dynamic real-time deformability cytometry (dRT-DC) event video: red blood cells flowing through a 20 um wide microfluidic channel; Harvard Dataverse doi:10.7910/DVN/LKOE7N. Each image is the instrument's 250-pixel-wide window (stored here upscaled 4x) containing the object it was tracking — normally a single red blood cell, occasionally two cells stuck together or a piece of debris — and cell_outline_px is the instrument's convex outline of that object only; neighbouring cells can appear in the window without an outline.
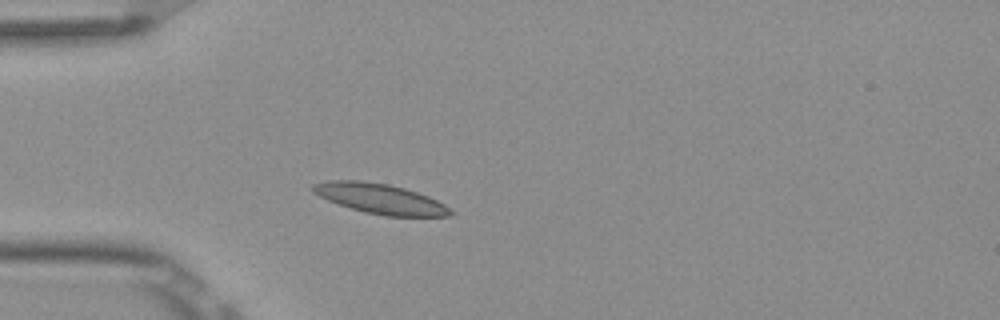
{"species": "Egyptian fruit bat (a non-hibernating species)", "species_latin": "Rousettus aegyptiacus", "temperature_condition": "room temperature", "stored_images_in_passage": 2, "camera_frame_rate_fps": 3000, "um_per_image_px": 0.085, "frame": {"image": 1, "passage_image": 2, "time_ms": 0.333, "image_size_px": [1000, 320], "cell_outline_px": [[456, 212], [452, 216], [384, 216], [364, 212], [328, 200], [312, 192], [312, 184], [328, 180], [360, 180], [388, 184], [404, 188], [428, 196], [452, 208]], "centroid_in_image_um": [32.35, 16.89], "position_along_channel_um": 52.6, "area_um2": 24.1}}